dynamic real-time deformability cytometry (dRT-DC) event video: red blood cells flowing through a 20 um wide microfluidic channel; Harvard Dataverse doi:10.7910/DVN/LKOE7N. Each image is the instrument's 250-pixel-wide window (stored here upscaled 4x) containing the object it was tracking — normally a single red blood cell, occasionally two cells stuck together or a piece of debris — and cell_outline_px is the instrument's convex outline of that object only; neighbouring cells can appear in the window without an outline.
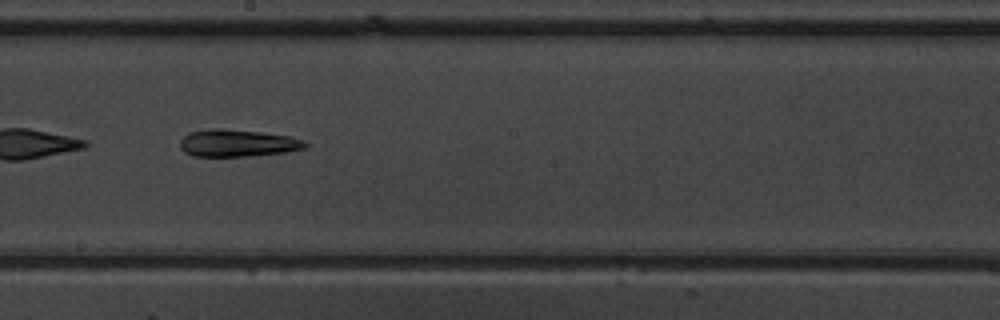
{"species": "common noctule bat (a hibernating species)", "species_latin": "Nyctalus noctula", "temperature_condition": "warm", "stored_images_in_passage": 36, "camera_frame_rate_fps": 3000, "um_per_image_px": 0.085, "animal": {"sex": "male", "body_mass_g": 19.5, "forearm_length_mm": 54.6}, "frame": {"image": 1, "passage_image": 16, "time_ms": 5.0, "image_size_px": [1000, 320], "cell_outline_px": [[308, 144], [304, 148], [284, 152], [248, 156], [192, 156], [184, 152], [180, 148], [180, 140], [188, 132], [212, 128], [220, 128], [260, 132], [288, 136], [304, 140]], "centroid_in_image_um": [20.14, 12.16], "position_along_channel_um": 228.1, "area_um2": 19.77}, "authors_computed_cell_mechanics": {"area_um2": 19.9121, "velocity_mm_per_s": 4.0246, "shape_relaxation_time_tau1_ms": 3.1398, "shape_relaxation_time_tau2_ms": null, "deformation_change_tau1": 0.168, "deformation_change_tau2": null}}